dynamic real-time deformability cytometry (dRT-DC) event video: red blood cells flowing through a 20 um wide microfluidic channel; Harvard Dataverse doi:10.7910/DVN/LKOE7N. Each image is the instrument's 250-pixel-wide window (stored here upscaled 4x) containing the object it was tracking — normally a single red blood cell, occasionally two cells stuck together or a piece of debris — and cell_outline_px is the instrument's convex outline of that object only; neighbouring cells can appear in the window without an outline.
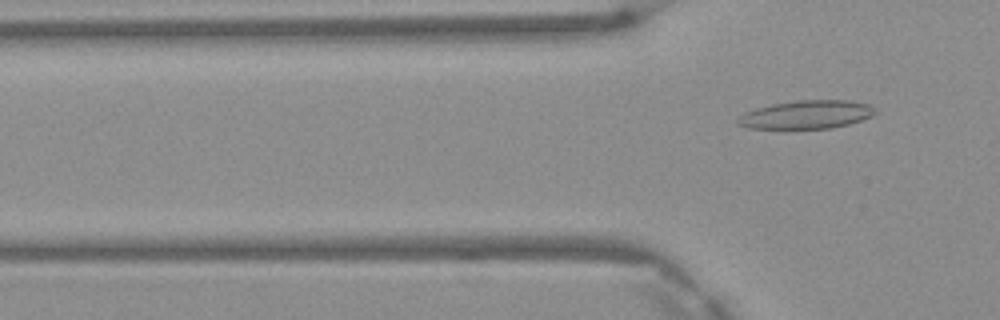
{"species": "Egyptian fruit bat (a non-hibernating species)", "species_latin": "Rousettus aegyptiacus", "temperature_condition": "warm", "stored_images_in_passage": 4, "camera_frame_rate_fps": 3000, "um_per_image_px": 0.085, "frame": {"image": 1, "passage_image": 4, "time_ms": 1.0, "image_size_px": [1000, 320], "cell_outline_px": [[876, 112], [872, 116], [848, 124], [832, 128], [784, 132], [748, 128], [736, 124], [736, 120], [744, 112], [756, 108], [772, 104], [796, 100], [848, 100], [868, 104]], "centroid_in_image_um": [68.43, 9.8], "position_along_channel_um": 57.4, "area_um2": 23.76}}